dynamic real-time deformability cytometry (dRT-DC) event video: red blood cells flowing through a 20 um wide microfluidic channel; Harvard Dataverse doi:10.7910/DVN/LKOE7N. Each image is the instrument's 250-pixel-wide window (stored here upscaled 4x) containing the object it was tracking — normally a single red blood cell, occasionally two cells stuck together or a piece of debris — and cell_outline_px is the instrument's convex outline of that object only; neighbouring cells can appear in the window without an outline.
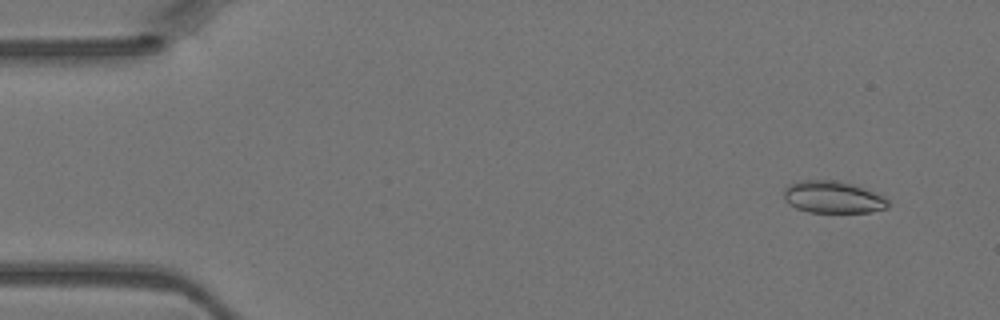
{"species": "Egyptian fruit bat (a non-hibernating species)", "species_latin": "Rousettus aegyptiacus", "temperature_condition": "warm", "stored_images_in_passage": 5, "camera_frame_rate_fps": 3000, "um_per_image_px": 0.085, "animal": {"sex": "female"}, "frame": {"image": 1, "passage_image": 2, "time_ms": 0.333, "image_size_px": [1000, 320], "cell_outline_px": [[888, 208], [872, 212], [808, 212], [796, 208], [788, 204], [784, 200], [784, 188], [788, 184], [800, 180], [836, 180], [852, 184], [864, 188], [884, 196], [888, 200]], "centroid_in_image_um": [70.77, 16.75], "position_along_channel_um": 14.2, "area_um2": 19.65}}